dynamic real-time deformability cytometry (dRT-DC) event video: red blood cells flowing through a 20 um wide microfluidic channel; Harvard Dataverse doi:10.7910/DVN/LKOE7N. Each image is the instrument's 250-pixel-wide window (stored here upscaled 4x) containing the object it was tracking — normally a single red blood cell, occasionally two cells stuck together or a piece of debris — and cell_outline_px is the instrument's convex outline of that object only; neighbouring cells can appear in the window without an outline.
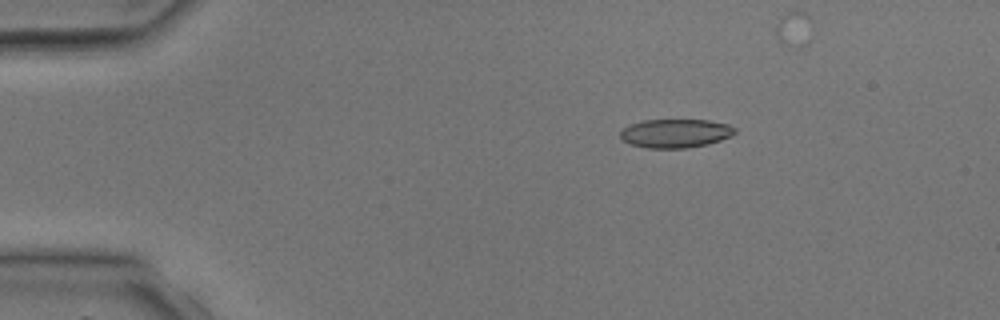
{"species": "common noctule bat (a hibernating species)", "species_latin": "Nyctalus noctula", "temperature_condition": "room temperature", "stored_images_in_passage": 4, "camera_frame_rate_fps": 3000, "um_per_image_px": 0.085, "animal": {"sex": "male", "body_mass_g": 17.9, "forearm_length_mm": 54.2}, "frame": {"image": 1, "passage_image": 2, "time_ms": 2.0, "image_size_px": [1000, 320], "cell_outline_px": [[736, 132], [732, 136], [708, 144], [688, 148], [648, 148], [632, 144], [620, 140], [620, 132], [628, 124], [644, 120], [708, 120], [728, 124], [736, 128]], "centroid_in_image_um": [57.41, 11.33], "position_along_channel_um": 27.6, "area_um2": 19.31}}